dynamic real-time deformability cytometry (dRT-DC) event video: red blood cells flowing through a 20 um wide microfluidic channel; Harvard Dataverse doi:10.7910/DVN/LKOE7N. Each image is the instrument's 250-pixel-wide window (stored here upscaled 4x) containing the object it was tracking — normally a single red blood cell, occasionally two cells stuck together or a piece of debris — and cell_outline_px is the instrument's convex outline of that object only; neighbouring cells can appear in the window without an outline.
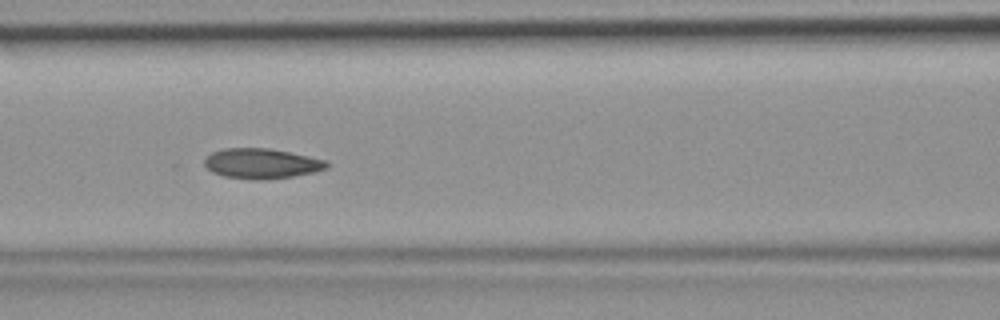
{"species": "common noctule bat (a hibernating species)", "species_latin": "Nyctalus noctula", "temperature_condition": "room temperature", "stored_images_in_passage": 40, "camera_frame_rate_fps": 3000, "um_per_image_px": 0.085, "animal": {"sex": "female", "body_mass_g": 19.9}, "frame": {"image": 1, "passage_image": 18, "time_ms": 5.667, "image_size_px": [1000, 320], "cell_outline_px": [[332, 164], [328, 168], [312, 172], [292, 176], [264, 180], [224, 176], [212, 172], [204, 164], [204, 160], [212, 152], [224, 148], [268, 148], [308, 156], [324, 160]], "centroid_in_image_um": [22.24, 13.89], "position_along_channel_um": 144.4, "area_um2": 21.21}}